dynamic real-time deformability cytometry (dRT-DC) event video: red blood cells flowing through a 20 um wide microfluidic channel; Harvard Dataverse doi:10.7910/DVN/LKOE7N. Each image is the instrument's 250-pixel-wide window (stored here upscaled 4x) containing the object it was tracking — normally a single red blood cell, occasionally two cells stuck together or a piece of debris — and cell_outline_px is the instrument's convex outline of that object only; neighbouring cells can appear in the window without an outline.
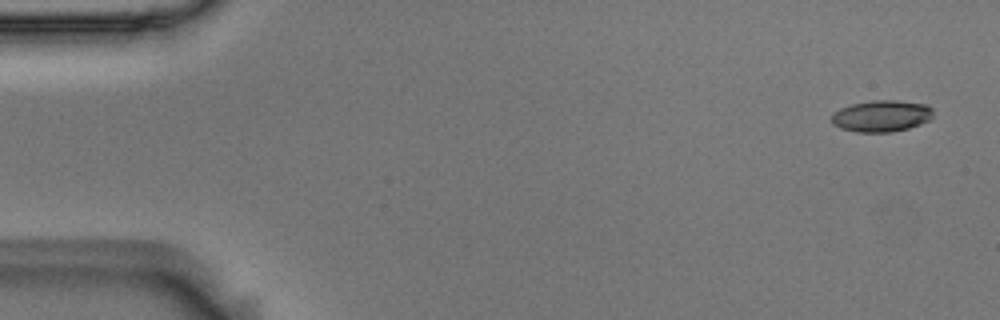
{"species": "Egyptian fruit bat (a non-hibernating species)", "species_latin": "Rousettus aegyptiacus", "temperature_condition": "room temperature", "stored_images_in_passage": 5, "camera_frame_rate_fps": 3000, "um_per_image_px": 0.085, "animal": {"sex": "male"}, "frame": {"image": 1, "passage_image": 1, "time_ms": 0.0, "image_size_px": [1000, 320], "cell_outline_px": [[932, 116], [928, 120], [920, 124], [908, 128], [892, 132], [856, 132], [840, 128], [832, 124], [832, 112], [840, 108], [852, 104], [872, 100], [896, 100], [928, 104], [932, 108]], "centroid_in_image_um": [74.91, 9.85], "position_along_channel_um": 10.1, "area_um2": 18.79}}
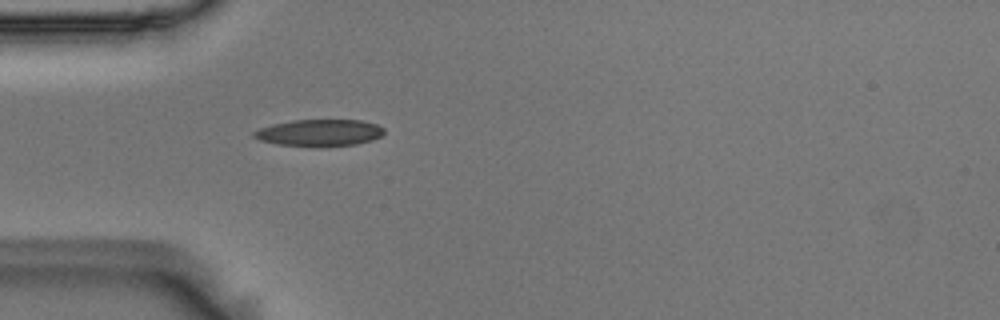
{"frame": {"image": 2, "passage_image": 5, "time_ms": 1.333, "image_size_px": [1000, 320], "cell_outline_px": [[384, 132], [380, 136], [372, 140], [356, 144], [320, 148], [276, 144], [260, 140], [252, 136], [252, 132], [260, 128], [272, 124], [292, 120], [360, 120], [376, 124], [384, 128]], "centroid_in_image_um": [27.13, 11.3], "position_along_channel_um": 57.9, "area_um2": 20.63}}